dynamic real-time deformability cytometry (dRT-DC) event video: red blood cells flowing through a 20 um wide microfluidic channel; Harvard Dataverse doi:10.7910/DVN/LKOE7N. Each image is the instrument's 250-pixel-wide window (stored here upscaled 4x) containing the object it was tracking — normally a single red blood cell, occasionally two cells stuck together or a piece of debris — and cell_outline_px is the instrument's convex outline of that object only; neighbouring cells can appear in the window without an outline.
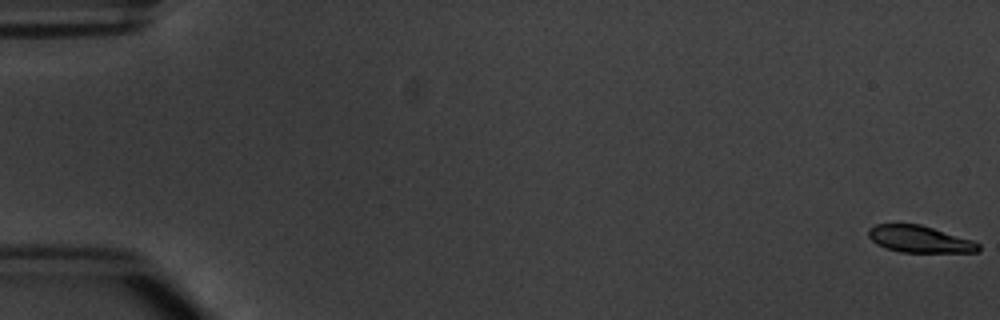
{"species": "common noctule bat (a hibernating species)", "species_latin": "Nyctalus noctula", "temperature_condition": "warm", "stored_images_in_passage": 7, "camera_frame_rate_fps": 3000, "um_per_image_px": 0.085, "animal": {"sex": "male", "body_mass_g": 20.1, "forearm_length_mm": 53.5}, "frame": {"image": 1, "passage_image": 1, "time_ms": 0.0, "image_size_px": [1000, 320], "cell_outline_px": [[980, 252], [900, 252], [876, 244], [868, 236], [868, 228], [876, 224], [920, 224], [972, 240], [980, 244]], "centroid_in_image_um": [78.16, 20.33], "position_along_channel_um": 6.8, "area_um2": 17.11}}
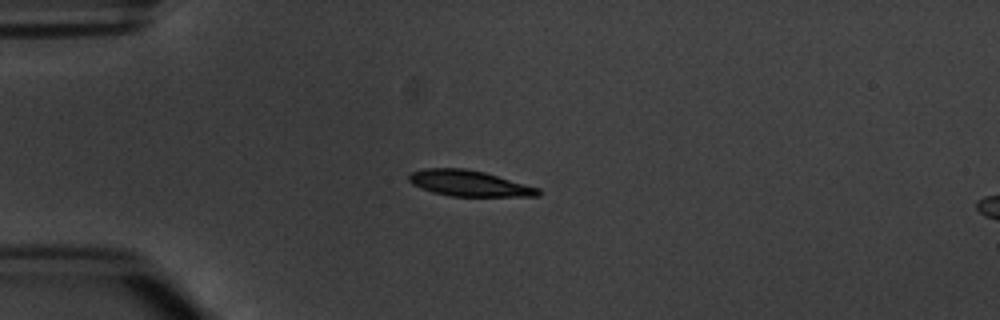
{"frame": {"image": 2, "passage_image": 5, "time_ms": 4.667, "image_size_px": [1000, 320], "cell_outline_px": [[540, 196], [452, 196], [432, 192], [420, 188], [412, 184], [408, 180], [408, 176], [412, 172], [424, 168], [464, 168], [484, 172], [540, 188]], "centroid_in_image_um": [39.86, 15.58], "position_along_channel_um": 45.1, "area_um2": 19.42}}